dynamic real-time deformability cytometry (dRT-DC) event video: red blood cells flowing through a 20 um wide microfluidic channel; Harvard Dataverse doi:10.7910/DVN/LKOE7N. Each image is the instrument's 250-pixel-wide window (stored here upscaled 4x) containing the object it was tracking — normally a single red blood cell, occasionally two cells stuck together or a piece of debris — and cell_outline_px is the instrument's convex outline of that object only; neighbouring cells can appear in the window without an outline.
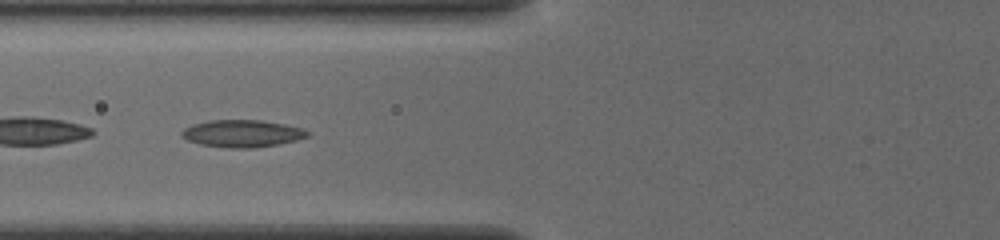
{"species": "common noctule bat (a hibernating species)", "species_latin": "Nyctalus noctula", "temperature_condition": "cold", "stored_images_in_passage": 52, "camera_frame_rate_fps": 3000, "um_per_image_px": 0.085, "animal": {"sex": "female", "body_mass_g": 19.5, "forearm_length_mm": 54.1}, "frame": {"image": 1, "passage_image": 23, "time_ms": 7.333, "image_size_px": [1000, 240], "cell_outline_px": [[308, 136], [296, 140], [280, 144], [252, 148], [228, 148], [200, 144], [188, 140], [180, 136], [180, 132], [184, 128], [192, 124], [212, 120], [260, 120], [284, 124], [304, 128], [308, 132]], "centroid_in_image_um": [20.57, 11.35], "position_along_channel_um": 105.2, "area_um2": 20.0}}
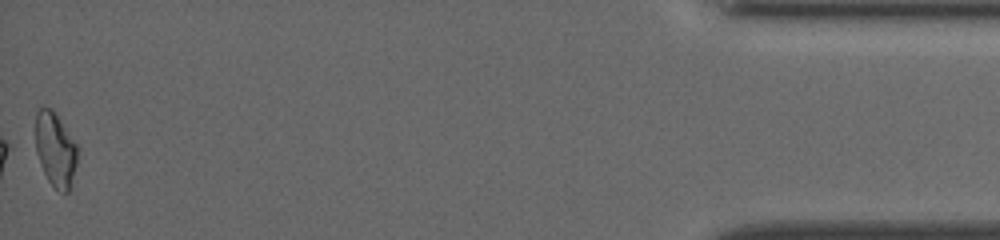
{"frame": {"image": 2, "passage_image": 52, "time_ms": 17.0, "image_size_px": [1000, 240], "cell_outline_px": [[80, 148], [76, 164], [68, 192], [64, 192], [56, 188], [48, 180], [40, 164], [36, 152], [36, 112], [40, 108], [52, 108], [56, 112]], "centroid_in_image_um": [4.73, 12.65], "position_along_channel_um": 430.5, "area_um2": 18.21}, "authors_computed_cell_mechanics": {"area_um2": 19.1318, "velocity_mm_per_s": 3.8951, "shape_relaxation_time_tau1_ms": null, "shape_relaxation_time_tau2_ms": 1.9049, "deformation_change_tau1": null, "deformation_change_tau2": 0.0869}}